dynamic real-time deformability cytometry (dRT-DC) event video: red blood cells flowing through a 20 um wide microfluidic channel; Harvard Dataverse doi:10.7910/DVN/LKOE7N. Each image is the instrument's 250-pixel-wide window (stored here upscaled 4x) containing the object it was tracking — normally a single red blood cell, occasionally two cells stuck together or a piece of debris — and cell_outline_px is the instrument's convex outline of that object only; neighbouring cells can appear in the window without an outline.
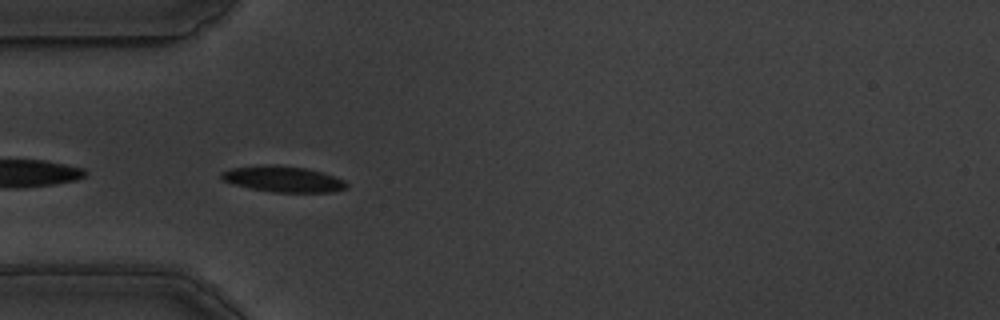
{"species": "common noctule bat (a hibernating species)", "species_latin": "Nyctalus noctula", "temperature_condition": "warm", "stored_images_in_passage": 36, "camera_frame_rate_fps": 3000, "um_per_image_px": 0.085, "animal": {"sex": "male", "body_mass_g": 19.5, "forearm_length_mm": 54.6}, "frame": {"image": 1, "passage_image": 1, "time_ms": 0.0, "image_size_px": [1000, 320], "cell_outline_px": [[348, 188], [332, 192], [272, 192], [232, 184], [220, 180], [220, 172], [232, 168], [268, 164], [276, 164], [304, 168], [324, 172], [344, 180], [348, 184]], "centroid_in_image_um": [24.05, 15.22], "position_along_channel_um": 60.9, "area_um2": 19.07}}
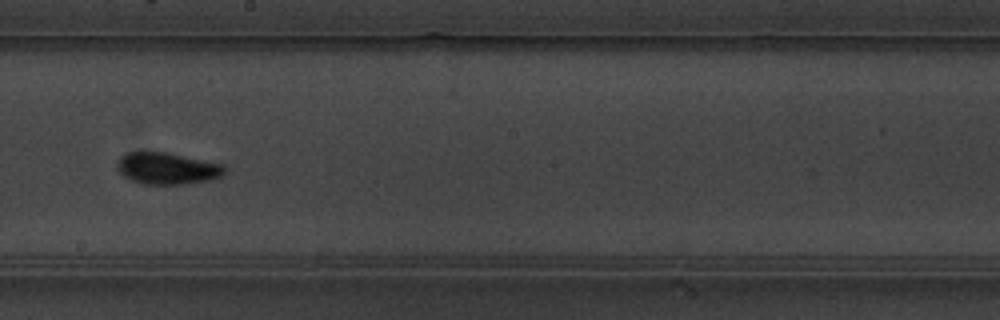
{"frame": {"image": 2, "passage_image": 16, "time_ms": 5.0, "image_size_px": [1000, 320], "cell_outline_px": [[224, 172], [220, 176], [208, 180], [184, 184], [144, 184], [132, 180], [124, 176], [116, 168], [116, 160], [120, 156], [128, 152], [164, 152], [224, 164]], "centroid_in_image_um": [14.16, 14.31], "position_along_channel_um": 234.0, "area_um2": 19.71}}
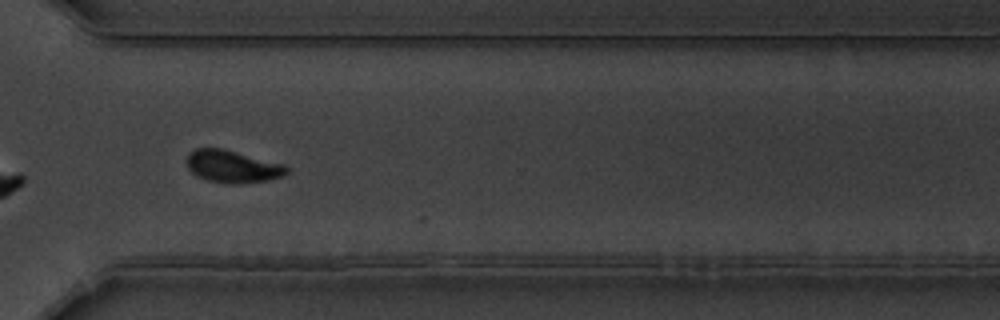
{"frame": {"image": 3, "passage_image": 26, "time_ms": 8.333, "image_size_px": [1000, 320], "cell_outline_px": [[288, 172], [284, 176], [268, 180], [240, 184], [232, 184], [208, 180], [196, 176], [188, 168], [188, 152], [196, 148], [220, 148], [284, 164], [288, 168]], "centroid_in_image_um": [19.77, 14.16], "position_along_channel_um": 350.8, "area_um2": 18.73}, "authors_computed_cell_mechanics": {"area_um2": 19.3341, "velocity_mm_per_s": 3.4972, "shape_relaxation_time_tau1_ms": 2.8311, "shape_relaxation_time_tau2_ms": 1.2576, "deformation_change_tau1": 0.1308, "deformation_change_tau2": 0.0543}}